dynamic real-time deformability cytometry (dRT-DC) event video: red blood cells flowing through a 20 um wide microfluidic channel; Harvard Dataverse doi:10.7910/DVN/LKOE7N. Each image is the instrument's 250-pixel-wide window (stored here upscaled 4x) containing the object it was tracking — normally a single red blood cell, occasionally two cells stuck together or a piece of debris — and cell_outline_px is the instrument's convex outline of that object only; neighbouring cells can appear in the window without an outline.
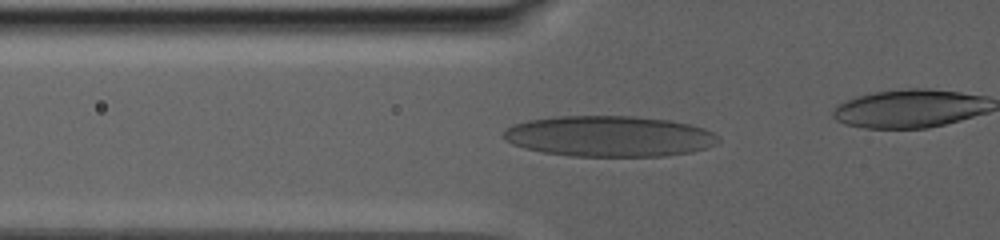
{"species": "human", "species_latin": "Homo sapiens", "temperature_condition": "warm", "stored_images_in_passage": 25, "camera_frame_rate_fps": 3000, "um_per_image_px": 0.085, "donor": {"sex": "male"}, "frame": {"image": 1, "passage_image": 5, "time_ms": 3.667, "image_size_px": [1000, 240], "cell_outline_px": [[720, 140], [716, 144], [692, 152], [664, 156], [572, 156], [544, 152], [524, 148], [512, 144], [504, 140], [500, 136], [504, 128], [512, 124], [528, 120], [556, 116], [636, 116], [672, 120], [704, 128], [720, 136]], "centroid_in_image_um": [51.75, 11.57], "position_along_channel_um": 74.1, "area_um2": 51.56}}
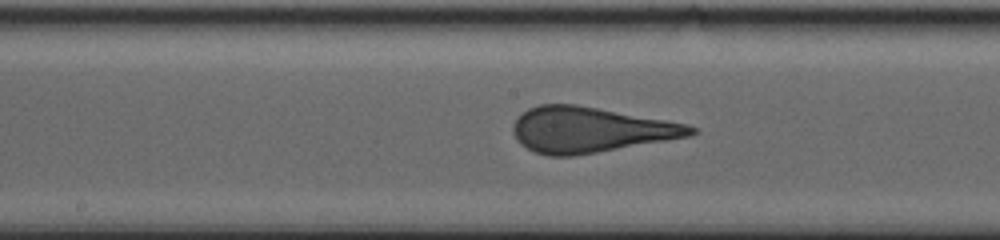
{"frame": {"image": 2, "passage_image": 14, "time_ms": 8.667, "image_size_px": [1000, 240], "cell_outline_px": [[696, 132], [692, 136], [576, 156], [548, 156], [536, 152], [520, 144], [516, 140], [512, 132], [512, 124], [528, 108], [540, 104], [576, 104], [688, 124], [696, 128]], "centroid_in_image_um": [50.15, 11.04], "position_along_channel_um": 198.0, "area_um2": 47.11}}
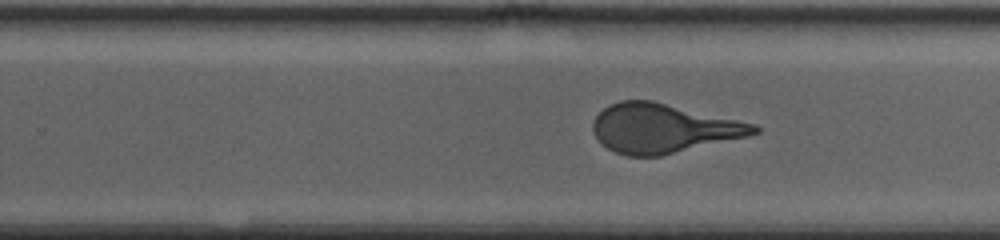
{"frame": {"image": 3, "passage_image": 22, "time_ms": 11.667, "image_size_px": [1000, 240], "cell_outline_px": [[760, 132], [748, 136], [660, 156], [628, 156], [616, 152], [600, 144], [592, 132], [592, 124], [596, 116], [604, 108], [620, 100], [652, 100], [756, 124], [760, 128]], "centroid_in_image_um": [56.35, 10.91], "position_along_channel_um": 273.5, "area_um2": 46.07}}